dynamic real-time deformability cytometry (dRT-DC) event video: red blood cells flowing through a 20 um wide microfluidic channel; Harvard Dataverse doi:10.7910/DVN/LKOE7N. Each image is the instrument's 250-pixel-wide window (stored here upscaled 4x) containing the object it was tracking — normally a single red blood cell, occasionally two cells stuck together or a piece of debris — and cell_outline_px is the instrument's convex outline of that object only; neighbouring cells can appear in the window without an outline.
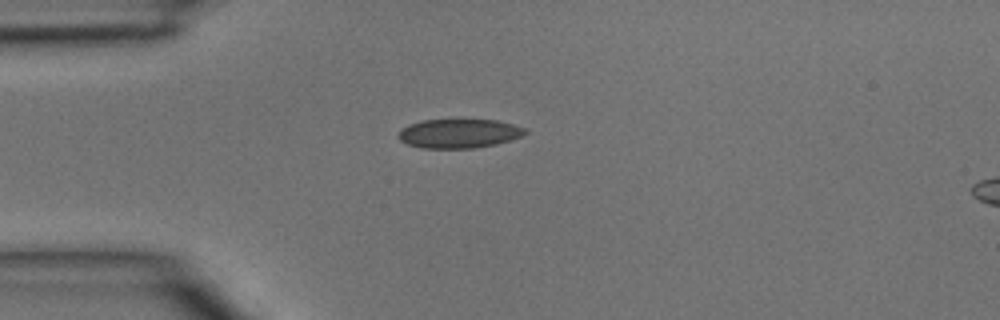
{"species": "common noctule bat (a hibernating species)", "species_latin": "Nyctalus noctula", "temperature_condition": "room temperature", "stored_images_in_passage": 2, "camera_frame_rate_fps": 3000, "um_per_image_px": 0.085, "animal": {"sex": "male", "body_mass_g": 15.6}, "frame": {"image": 1, "passage_image": 1, "time_ms": 0.0, "image_size_px": [1000, 320], "cell_outline_px": [[528, 132], [520, 136], [496, 144], [476, 148], [420, 148], [408, 144], [400, 140], [396, 136], [400, 128], [408, 124], [420, 120], [496, 120], [512, 124], [524, 128]], "centroid_in_image_um": [38.94, 11.34], "position_along_channel_um": 46.1, "area_um2": 21.5}}